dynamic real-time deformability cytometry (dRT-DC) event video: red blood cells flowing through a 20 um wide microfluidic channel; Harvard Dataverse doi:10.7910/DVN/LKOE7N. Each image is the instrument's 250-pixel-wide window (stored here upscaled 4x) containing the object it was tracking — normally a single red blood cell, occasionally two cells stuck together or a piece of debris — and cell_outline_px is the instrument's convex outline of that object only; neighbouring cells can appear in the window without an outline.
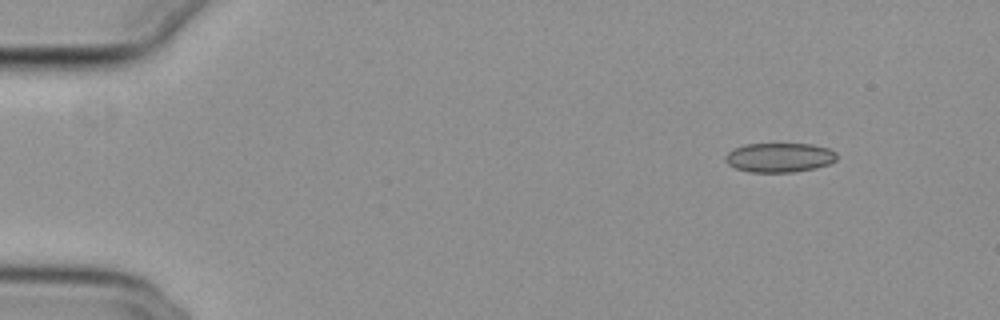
{"species": "common noctule bat (a hibernating species)", "species_latin": "Nyctalus noctula", "temperature_condition": "cold", "stored_images_in_passage": 11, "camera_frame_rate_fps": 3000, "um_per_image_px": 0.085, "animal": {"sex": "female", "body_mass_g": 29.2, "forearm_length_mm": 56.3}, "frame": {"image": 1, "passage_image": 1, "time_ms": 0.0, "image_size_px": [1000, 320], "cell_outline_px": [[836, 160], [828, 164], [816, 168], [792, 172], [748, 172], [736, 168], [728, 164], [724, 160], [724, 156], [728, 152], [744, 144], [812, 144], [828, 148], [836, 152]], "centroid_in_image_um": [66.24, 13.39], "position_along_channel_um": 18.8, "area_um2": 19.07}}